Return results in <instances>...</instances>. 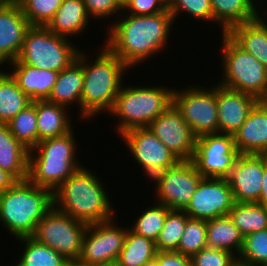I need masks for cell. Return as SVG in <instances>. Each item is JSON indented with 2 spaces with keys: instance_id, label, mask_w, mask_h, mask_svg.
Masks as SVG:
<instances>
[{
  "instance_id": "1",
  "label": "cell",
  "mask_w": 267,
  "mask_h": 266,
  "mask_svg": "<svg viewBox=\"0 0 267 266\" xmlns=\"http://www.w3.org/2000/svg\"><path fill=\"white\" fill-rule=\"evenodd\" d=\"M116 17L119 19L108 27L104 42L129 68L161 52L169 43L167 40L175 23L168 9L156 15L122 12Z\"/></svg>"
},
{
  "instance_id": "2",
  "label": "cell",
  "mask_w": 267,
  "mask_h": 266,
  "mask_svg": "<svg viewBox=\"0 0 267 266\" xmlns=\"http://www.w3.org/2000/svg\"><path fill=\"white\" fill-rule=\"evenodd\" d=\"M100 178L85 166L53 191V207L87 225L116 217Z\"/></svg>"
},
{
  "instance_id": "3",
  "label": "cell",
  "mask_w": 267,
  "mask_h": 266,
  "mask_svg": "<svg viewBox=\"0 0 267 266\" xmlns=\"http://www.w3.org/2000/svg\"><path fill=\"white\" fill-rule=\"evenodd\" d=\"M94 61L83 52L84 83L81 94L80 116L94 118L112 110L123 84L124 74L130 68L104 43Z\"/></svg>"
},
{
  "instance_id": "4",
  "label": "cell",
  "mask_w": 267,
  "mask_h": 266,
  "mask_svg": "<svg viewBox=\"0 0 267 266\" xmlns=\"http://www.w3.org/2000/svg\"><path fill=\"white\" fill-rule=\"evenodd\" d=\"M53 208V192L28 179L16 181L0 195V223L16 239L31 237Z\"/></svg>"
},
{
  "instance_id": "5",
  "label": "cell",
  "mask_w": 267,
  "mask_h": 266,
  "mask_svg": "<svg viewBox=\"0 0 267 266\" xmlns=\"http://www.w3.org/2000/svg\"><path fill=\"white\" fill-rule=\"evenodd\" d=\"M74 137L72 129L62 136L40 141L29 151L27 179L53 192L81 168Z\"/></svg>"
},
{
  "instance_id": "6",
  "label": "cell",
  "mask_w": 267,
  "mask_h": 266,
  "mask_svg": "<svg viewBox=\"0 0 267 266\" xmlns=\"http://www.w3.org/2000/svg\"><path fill=\"white\" fill-rule=\"evenodd\" d=\"M174 88L168 86H121L109 112L116 116L117 134L148 125L173 104Z\"/></svg>"
},
{
  "instance_id": "7",
  "label": "cell",
  "mask_w": 267,
  "mask_h": 266,
  "mask_svg": "<svg viewBox=\"0 0 267 266\" xmlns=\"http://www.w3.org/2000/svg\"><path fill=\"white\" fill-rule=\"evenodd\" d=\"M221 86L267 100V67L222 33Z\"/></svg>"
},
{
  "instance_id": "8",
  "label": "cell",
  "mask_w": 267,
  "mask_h": 266,
  "mask_svg": "<svg viewBox=\"0 0 267 266\" xmlns=\"http://www.w3.org/2000/svg\"><path fill=\"white\" fill-rule=\"evenodd\" d=\"M71 42L46 26H31L17 60L8 64H28L59 73L77 59L79 46Z\"/></svg>"
},
{
  "instance_id": "9",
  "label": "cell",
  "mask_w": 267,
  "mask_h": 266,
  "mask_svg": "<svg viewBox=\"0 0 267 266\" xmlns=\"http://www.w3.org/2000/svg\"><path fill=\"white\" fill-rule=\"evenodd\" d=\"M87 224L52 208L38 223L33 238L66 260H78Z\"/></svg>"
},
{
  "instance_id": "10",
  "label": "cell",
  "mask_w": 267,
  "mask_h": 266,
  "mask_svg": "<svg viewBox=\"0 0 267 266\" xmlns=\"http://www.w3.org/2000/svg\"><path fill=\"white\" fill-rule=\"evenodd\" d=\"M173 104L197 138L206 134L218 133L215 84L208 89L200 85L199 87L187 86L180 91L174 89Z\"/></svg>"
},
{
  "instance_id": "11",
  "label": "cell",
  "mask_w": 267,
  "mask_h": 266,
  "mask_svg": "<svg viewBox=\"0 0 267 266\" xmlns=\"http://www.w3.org/2000/svg\"><path fill=\"white\" fill-rule=\"evenodd\" d=\"M202 178L192 160H180L152 179L155 201L171 210H184Z\"/></svg>"
},
{
  "instance_id": "12",
  "label": "cell",
  "mask_w": 267,
  "mask_h": 266,
  "mask_svg": "<svg viewBox=\"0 0 267 266\" xmlns=\"http://www.w3.org/2000/svg\"><path fill=\"white\" fill-rule=\"evenodd\" d=\"M240 155L233 135L218 132L196 139L192 161L203 177L225 179Z\"/></svg>"
},
{
  "instance_id": "13",
  "label": "cell",
  "mask_w": 267,
  "mask_h": 266,
  "mask_svg": "<svg viewBox=\"0 0 267 266\" xmlns=\"http://www.w3.org/2000/svg\"><path fill=\"white\" fill-rule=\"evenodd\" d=\"M115 219L88 225L83 238L79 261L86 266L114 263L123 248L127 228L116 225Z\"/></svg>"
},
{
  "instance_id": "14",
  "label": "cell",
  "mask_w": 267,
  "mask_h": 266,
  "mask_svg": "<svg viewBox=\"0 0 267 266\" xmlns=\"http://www.w3.org/2000/svg\"><path fill=\"white\" fill-rule=\"evenodd\" d=\"M120 136L147 178L153 179L180 161L148 127L134 128Z\"/></svg>"
},
{
  "instance_id": "15",
  "label": "cell",
  "mask_w": 267,
  "mask_h": 266,
  "mask_svg": "<svg viewBox=\"0 0 267 266\" xmlns=\"http://www.w3.org/2000/svg\"><path fill=\"white\" fill-rule=\"evenodd\" d=\"M234 204L226 179L203 177L183 211L189 218L208 221L228 215Z\"/></svg>"
},
{
  "instance_id": "16",
  "label": "cell",
  "mask_w": 267,
  "mask_h": 266,
  "mask_svg": "<svg viewBox=\"0 0 267 266\" xmlns=\"http://www.w3.org/2000/svg\"><path fill=\"white\" fill-rule=\"evenodd\" d=\"M148 128L179 160H192L197 137L172 104Z\"/></svg>"
},
{
  "instance_id": "17",
  "label": "cell",
  "mask_w": 267,
  "mask_h": 266,
  "mask_svg": "<svg viewBox=\"0 0 267 266\" xmlns=\"http://www.w3.org/2000/svg\"><path fill=\"white\" fill-rule=\"evenodd\" d=\"M265 162L262 155H240L225 178L233 192L235 202H258L263 185Z\"/></svg>"
},
{
  "instance_id": "18",
  "label": "cell",
  "mask_w": 267,
  "mask_h": 266,
  "mask_svg": "<svg viewBox=\"0 0 267 266\" xmlns=\"http://www.w3.org/2000/svg\"><path fill=\"white\" fill-rule=\"evenodd\" d=\"M30 27L17 1H0V66L17 60Z\"/></svg>"
},
{
  "instance_id": "19",
  "label": "cell",
  "mask_w": 267,
  "mask_h": 266,
  "mask_svg": "<svg viewBox=\"0 0 267 266\" xmlns=\"http://www.w3.org/2000/svg\"><path fill=\"white\" fill-rule=\"evenodd\" d=\"M216 84L218 132L233 135L259 100L250 94Z\"/></svg>"
},
{
  "instance_id": "20",
  "label": "cell",
  "mask_w": 267,
  "mask_h": 266,
  "mask_svg": "<svg viewBox=\"0 0 267 266\" xmlns=\"http://www.w3.org/2000/svg\"><path fill=\"white\" fill-rule=\"evenodd\" d=\"M235 147L241 154L261 155L267 148V100H259L247 120L233 134Z\"/></svg>"
},
{
  "instance_id": "21",
  "label": "cell",
  "mask_w": 267,
  "mask_h": 266,
  "mask_svg": "<svg viewBox=\"0 0 267 266\" xmlns=\"http://www.w3.org/2000/svg\"><path fill=\"white\" fill-rule=\"evenodd\" d=\"M8 65L13 68H11V71L7 70V72L31 101L48 100L57 81L58 72L36 68L28 64Z\"/></svg>"
},
{
  "instance_id": "22",
  "label": "cell",
  "mask_w": 267,
  "mask_h": 266,
  "mask_svg": "<svg viewBox=\"0 0 267 266\" xmlns=\"http://www.w3.org/2000/svg\"><path fill=\"white\" fill-rule=\"evenodd\" d=\"M83 49L79 51L77 59L67 68L59 72L57 81L48 98V102L70 108L77 103L80 114L81 94L84 83ZM70 106V107H69Z\"/></svg>"
},
{
  "instance_id": "23",
  "label": "cell",
  "mask_w": 267,
  "mask_h": 266,
  "mask_svg": "<svg viewBox=\"0 0 267 266\" xmlns=\"http://www.w3.org/2000/svg\"><path fill=\"white\" fill-rule=\"evenodd\" d=\"M262 14L252 20L233 26L226 34L244 51L267 67V23Z\"/></svg>"
},
{
  "instance_id": "24",
  "label": "cell",
  "mask_w": 267,
  "mask_h": 266,
  "mask_svg": "<svg viewBox=\"0 0 267 266\" xmlns=\"http://www.w3.org/2000/svg\"><path fill=\"white\" fill-rule=\"evenodd\" d=\"M31 103L36 107L38 143L45 139L62 136L73 129L68 107L47 100Z\"/></svg>"
},
{
  "instance_id": "25",
  "label": "cell",
  "mask_w": 267,
  "mask_h": 266,
  "mask_svg": "<svg viewBox=\"0 0 267 266\" xmlns=\"http://www.w3.org/2000/svg\"><path fill=\"white\" fill-rule=\"evenodd\" d=\"M89 20L83 0H63L46 27L56 35L70 38L85 31Z\"/></svg>"
},
{
  "instance_id": "26",
  "label": "cell",
  "mask_w": 267,
  "mask_h": 266,
  "mask_svg": "<svg viewBox=\"0 0 267 266\" xmlns=\"http://www.w3.org/2000/svg\"><path fill=\"white\" fill-rule=\"evenodd\" d=\"M28 154L29 150L11 134L8 125L0 123V168L17 181L25 180L28 176Z\"/></svg>"
},
{
  "instance_id": "27",
  "label": "cell",
  "mask_w": 267,
  "mask_h": 266,
  "mask_svg": "<svg viewBox=\"0 0 267 266\" xmlns=\"http://www.w3.org/2000/svg\"><path fill=\"white\" fill-rule=\"evenodd\" d=\"M213 11V23H219L222 33H227L233 26L252 21L260 13V6L254 0H210Z\"/></svg>"
},
{
  "instance_id": "28",
  "label": "cell",
  "mask_w": 267,
  "mask_h": 266,
  "mask_svg": "<svg viewBox=\"0 0 267 266\" xmlns=\"http://www.w3.org/2000/svg\"><path fill=\"white\" fill-rule=\"evenodd\" d=\"M243 239L229 215L207 221V248L224 249L238 256Z\"/></svg>"
},
{
  "instance_id": "29",
  "label": "cell",
  "mask_w": 267,
  "mask_h": 266,
  "mask_svg": "<svg viewBox=\"0 0 267 266\" xmlns=\"http://www.w3.org/2000/svg\"><path fill=\"white\" fill-rule=\"evenodd\" d=\"M31 102L11 75L0 68V123L7 124Z\"/></svg>"
},
{
  "instance_id": "30",
  "label": "cell",
  "mask_w": 267,
  "mask_h": 266,
  "mask_svg": "<svg viewBox=\"0 0 267 266\" xmlns=\"http://www.w3.org/2000/svg\"><path fill=\"white\" fill-rule=\"evenodd\" d=\"M130 227L116 261L118 266H142L154 260L157 253L152 239L136 234Z\"/></svg>"
},
{
  "instance_id": "31",
  "label": "cell",
  "mask_w": 267,
  "mask_h": 266,
  "mask_svg": "<svg viewBox=\"0 0 267 266\" xmlns=\"http://www.w3.org/2000/svg\"><path fill=\"white\" fill-rule=\"evenodd\" d=\"M228 215L244 237L267 229V208L260 203L235 202Z\"/></svg>"
},
{
  "instance_id": "32",
  "label": "cell",
  "mask_w": 267,
  "mask_h": 266,
  "mask_svg": "<svg viewBox=\"0 0 267 266\" xmlns=\"http://www.w3.org/2000/svg\"><path fill=\"white\" fill-rule=\"evenodd\" d=\"M16 240L24 244V252L15 266H63L67 261L60 253L38 242L32 236Z\"/></svg>"
},
{
  "instance_id": "33",
  "label": "cell",
  "mask_w": 267,
  "mask_h": 266,
  "mask_svg": "<svg viewBox=\"0 0 267 266\" xmlns=\"http://www.w3.org/2000/svg\"><path fill=\"white\" fill-rule=\"evenodd\" d=\"M11 134L29 151L38 144L36 107L31 103L7 123Z\"/></svg>"
},
{
  "instance_id": "34",
  "label": "cell",
  "mask_w": 267,
  "mask_h": 266,
  "mask_svg": "<svg viewBox=\"0 0 267 266\" xmlns=\"http://www.w3.org/2000/svg\"><path fill=\"white\" fill-rule=\"evenodd\" d=\"M189 217L183 210H170L155 242L157 251H177Z\"/></svg>"
},
{
  "instance_id": "35",
  "label": "cell",
  "mask_w": 267,
  "mask_h": 266,
  "mask_svg": "<svg viewBox=\"0 0 267 266\" xmlns=\"http://www.w3.org/2000/svg\"><path fill=\"white\" fill-rule=\"evenodd\" d=\"M170 210L164 204L155 201L152 207H147L140 213L141 215L136 218L130 229L136 234L156 242Z\"/></svg>"
},
{
  "instance_id": "36",
  "label": "cell",
  "mask_w": 267,
  "mask_h": 266,
  "mask_svg": "<svg viewBox=\"0 0 267 266\" xmlns=\"http://www.w3.org/2000/svg\"><path fill=\"white\" fill-rule=\"evenodd\" d=\"M237 259L243 266H267V229L246 235Z\"/></svg>"
},
{
  "instance_id": "37",
  "label": "cell",
  "mask_w": 267,
  "mask_h": 266,
  "mask_svg": "<svg viewBox=\"0 0 267 266\" xmlns=\"http://www.w3.org/2000/svg\"><path fill=\"white\" fill-rule=\"evenodd\" d=\"M207 247V221L188 218L177 251L191 257Z\"/></svg>"
},
{
  "instance_id": "38",
  "label": "cell",
  "mask_w": 267,
  "mask_h": 266,
  "mask_svg": "<svg viewBox=\"0 0 267 266\" xmlns=\"http://www.w3.org/2000/svg\"><path fill=\"white\" fill-rule=\"evenodd\" d=\"M31 26H47L63 0H17Z\"/></svg>"
},
{
  "instance_id": "39",
  "label": "cell",
  "mask_w": 267,
  "mask_h": 266,
  "mask_svg": "<svg viewBox=\"0 0 267 266\" xmlns=\"http://www.w3.org/2000/svg\"><path fill=\"white\" fill-rule=\"evenodd\" d=\"M176 21L177 16L181 12L190 14L192 18L202 20V22L210 21L213 23V11L210 0H174L171 7L168 9Z\"/></svg>"
},
{
  "instance_id": "40",
  "label": "cell",
  "mask_w": 267,
  "mask_h": 266,
  "mask_svg": "<svg viewBox=\"0 0 267 266\" xmlns=\"http://www.w3.org/2000/svg\"><path fill=\"white\" fill-rule=\"evenodd\" d=\"M192 266H236V254L224 249L204 248L190 257Z\"/></svg>"
},
{
  "instance_id": "41",
  "label": "cell",
  "mask_w": 267,
  "mask_h": 266,
  "mask_svg": "<svg viewBox=\"0 0 267 266\" xmlns=\"http://www.w3.org/2000/svg\"><path fill=\"white\" fill-rule=\"evenodd\" d=\"M90 18L105 19L122 13V0H83ZM120 12V13H119ZM118 13V14H115ZM114 15V16H113Z\"/></svg>"
},
{
  "instance_id": "42",
  "label": "cell",
  "mask_w": 267,
  "mask_h": 266,
  "mask_svg": "<svg viewBox=\"0 0 267 266\" xmlns=\"http://www.w3.org/2000/svg\"><path fill=\"white\" fill-rule=\"evenodd\" d=\"M165 10L159 0H122V11L131 15H156Z\"/></svg>"
},
{
  "instance_id": "43",
  "label": "cell",
  "mask_w": 267,
  "mask_h": 266,
  "mask_svg": "<svg viewBox=\"0 0 267 266\" xmlns=\"http://www.w3.org/2000/svg\"><path fill=\"white\" fill-rule=\"evenodd\" d=\"M155 260L158 266H192L190 257L178 251H157Z\"/></svg>"
},
{
  "instance_id": "44",
  "label": "cell",
  "mask_w": 267,
  "mask_h": 266,
  "mask_svg": "<svg viewBox=\"0 0 267 266\" xmlns=\"http://www.w3.org/2000/svg\"><path fill=\"white\" fill-rule=\"evenodd\" d=\"M17 180L8 172L0 168V195L9 189Z\"/></svg>"
},
{
  "instance_id": "45",
  "label": "cell",
  "mask_w": 267,
  "mask_h": 266,
  "mask_svg": "<svg viewBox=\"0 0 267 266\" xmlns=\"http://www.w3.org/2000/svg\"><path fill=\"white\" fill-rule=\"evenodd\" d=\"M260 198L257 203L264 205L267 208V163H264V174Z\"/></svg>"
},
{
  "instance_id": "46",
  "label": "cell",
  "mask_w": 267,
  "mask_h": 266,
  "mask_svg": "<svg viewBox=\"0 0 267 266\" xmlns=\"http://www.w3.org/2000/svg\"><path fill=\"white\" fill-rule=\"evenodd\" d=\"M63 266H86L81 263L79 260H67Z\"/></svg>"
},
{
  "instance_id": "47",
  "label": "cell",
  "mask_w": 267,
  "mask_h": 266,
  "mask_svg": "<svg viewBox=\"0 0 267 266\" xmlns=\"http://www.w3.org/2000/svg\"><path fill=\"white\" fill-rule=\"evenodd\" d=\"M161 4L166 8L169 9L171 5L173 4L174 0H159Z\"/></svg>"
},
{
  "instance_id": "48",
  "label": "cell",
  "mask_w": 267,
  "mask_h": 266,
  "mask_svg": "<svg viewBox=\"0 0 267 266\" xmlns=\"http://www.w3.org/2000/svg\"><path fill=\"white\" fill-rule=\"evenodd\" d=\"M142 266H158V264H157L156 260L154 259L148 263L143 264Z\"/></svg>"
},
{
  "instance_id": "49",
  "label": "cell",
  "mask_w": 267,
  "mask_h": 266,
  "mask_svg": "<svg viewBox=\"0 0 267 266\" xmlns=\"http://www.w3.org/2000/svg\"><path fill=\"white\" fill-rule=\"evenodd\" d=\"M95 266H118L116 262L109 263V264H102V265H95Z\"/></svg>"
},
{
  "instance_id": "50",
  "label": "cell",
  "mask_w": 267,
  "mask_h": 266,
  "mask_svg": "<svg viewBox=\"0 0 267 266\" xmlns=\"http://www.w3.org/2000/svg\"><path fill=\"white\" fill-rule=\"evenodd\" d=\"M261 155L264 157V159L267 163V148L265 149V151Z\"/></svg>"
},
{
  "instance_id": "51",
  "label": "cell",
  "mask_w": 267,
  "mask_h": 266,
  "mask_svg": "<svg viewBox=\"0 0 267 266\" xmlns=\"http://www.w3.org/2000/svg\"><path fill=\"white\" fill-rule=\"evenodd\" d=\"M0 1H17V0H0Z\"/></svg>"
}]
</instances>
